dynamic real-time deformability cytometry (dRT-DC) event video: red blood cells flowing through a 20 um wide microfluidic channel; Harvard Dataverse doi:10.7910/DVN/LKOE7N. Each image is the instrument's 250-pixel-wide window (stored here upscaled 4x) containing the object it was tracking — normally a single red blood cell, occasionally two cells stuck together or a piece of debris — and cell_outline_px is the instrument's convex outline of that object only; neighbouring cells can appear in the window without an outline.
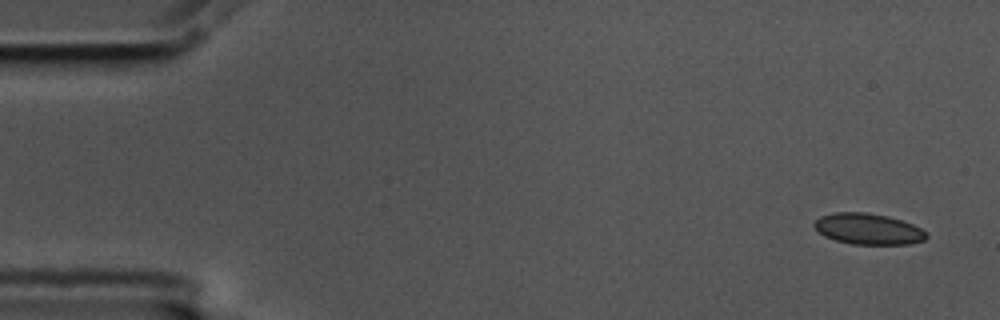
{"species": "common noctule bat (a hibernating species)", "species_latin": "Nyctalus noctula", "temperature_condition": "cold", "stored_images_in_passage": 5, "segment_of_instrument_passage": [2, 2], "camera_frame_rate_fps": 3000, "um_per_image_px": 0.085, "animal": {"sex": "male", "body_mass_g": 17.5, "forearm_length_mm": 52.3}, "frame": {"image": 1, "passage_image": 5, "time_ms": 1.333, "image_size_px": [1000, 320], "cell_outline_px": [[928, 236], [924, 240], [908, 244], [852, 244], [836, 240], [824, 236], [812, 224], [820, 216], [832, 212], [864, 212], [888, 216], [912, 224], [928, 232]], "centroid_in_image_um": [73.79, 19.45], "position_along_channel_um": 11.2, "area_um2": 20.23}}